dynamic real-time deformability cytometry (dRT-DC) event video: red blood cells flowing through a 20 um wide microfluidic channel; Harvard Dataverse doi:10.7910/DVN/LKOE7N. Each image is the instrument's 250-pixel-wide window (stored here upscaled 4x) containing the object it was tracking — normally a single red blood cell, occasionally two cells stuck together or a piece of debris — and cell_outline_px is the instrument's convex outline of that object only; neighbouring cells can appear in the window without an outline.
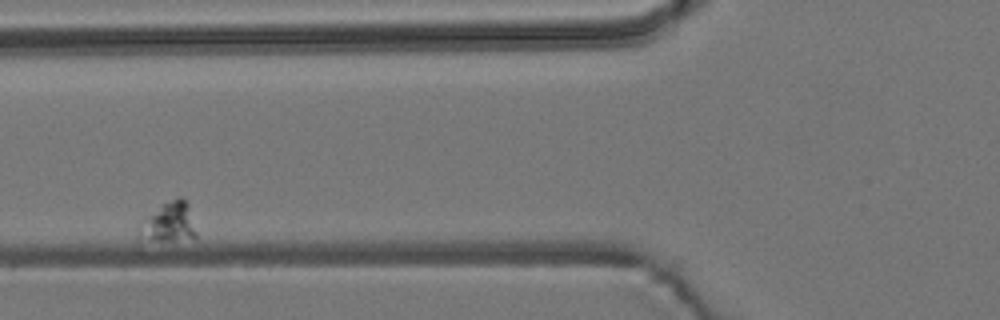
{"species": "common noctule bat (a hibernating species)", "species_latin": "Nyctalus noctula", "temperature_condition": "room temperature", "stored_images_in_passage": 5, "segment_of_instrument_passage": [2, 2], "camera_frame_rate_fps": 3000, "um_per_image_px": 0.085, "animal": {"sex": "male", "body_mass_g": 19.2, "forearm_length_mm": 51.8}, "frame": {"image": 1, "passage_image": 3, "time_ms": 2.333, "image_size_px": [1000, 320], "cell_outline_px": [[196, 236], [172, 240], [156, 240], [152, 236], [148, 216], [164, 204], [180, 196], [188, 204], [196, 232]], "centroid_in_image_um": [14.65, 18.8], "position_along_channel_um": 111.1, "area_um2": 10.87}}
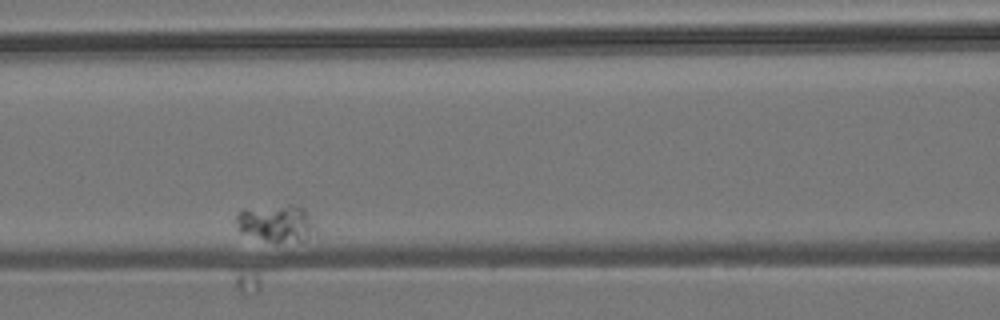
{"frame": {"image": 2, "passage_image": 4, "time_ms": 3.667, "image_size_px": [1000, 320], "cell_outline_px": [[316, 236], [304, 240], [276, 244], [240, 232], [236, 224], [236, 216], [244, 208], [304, 208], [312, 224]], "centroid_in_image_um": [23.45, 19.07], "position_along_channel_um": 143.1, "area_um2": 16.53}}
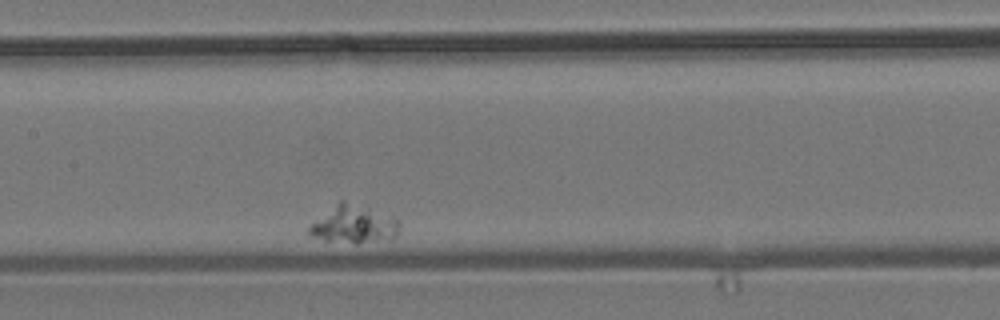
{"frame": {"image": 3, "passage_image": 5, "time_ms": 5.0, "image_size_px": [1000, 320], "cell_outline_px": [[400, 228], [396, 236], [392, 240], [356, 244], [324, 240], [312, 236], [308, 232], [308, 228], [312, 224], [340, 200], [344, 200], [364, 204], [392, 216], [400, 224]], "centroid_in_image_um": [30.15, 19.08], "position_along_channel_um": 177.3, "area_um2": 20.29}}